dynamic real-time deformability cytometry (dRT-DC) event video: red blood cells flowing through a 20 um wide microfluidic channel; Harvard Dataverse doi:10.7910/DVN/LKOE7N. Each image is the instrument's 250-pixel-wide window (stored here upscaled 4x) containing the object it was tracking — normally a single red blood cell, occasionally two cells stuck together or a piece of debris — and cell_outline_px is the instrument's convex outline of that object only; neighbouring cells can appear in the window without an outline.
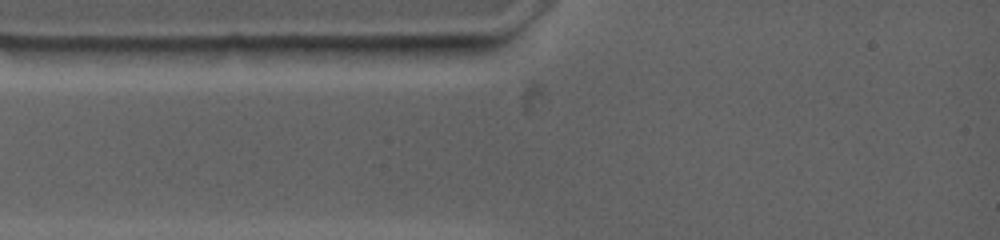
{"species": "common noctule bat (a hibernating species)", "species_latin": "Nyctalus noctula", "temperature_condition": "warm", "stored_images_in_passage": 4, "camera_frame_rate_fps": 4500, "um_per_image_px": 0.085, "animal": {"sex": "female", "body_mass_g": 19.0, "forearm_length_mm": 53.3}, "frame": {"image": 1, "passage_image": 3, "time_ms": 0.444, "image_size_px": [1000, 240], "cell_outline_px": [[452, 44], [416, 56], [372, 64], [300, 48], [400, 44]], "centroid_in_image_um": [32.15, 4.4], "position_along_channel_um": 52.9, "area_um2": 11.44}}